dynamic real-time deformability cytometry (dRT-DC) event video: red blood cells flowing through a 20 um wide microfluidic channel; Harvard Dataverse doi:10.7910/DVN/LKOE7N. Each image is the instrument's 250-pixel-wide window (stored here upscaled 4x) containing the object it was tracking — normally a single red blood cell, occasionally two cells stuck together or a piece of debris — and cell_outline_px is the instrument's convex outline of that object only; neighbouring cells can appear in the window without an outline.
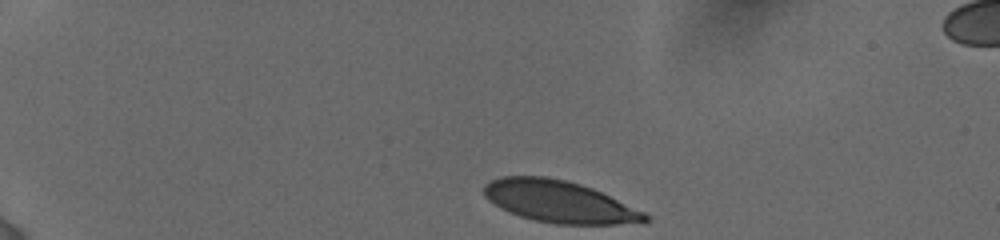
{"species": "human", "species_latin": "Homo sapiens", "temperature_condition": "cold", "stored_images_in_passage": 5, "camera_frame_rate_fps": 3000, "um_per_image_px": 0.085, "donor": {"sex": "female"}, "frame": {"image": 1, "passage_image": 1, "time_ms": 0.0, "image_size_px": [1000, 240], "cell_outline_px": [[648, 220], [616, 224], [556, 224], [536, 220], [520, 216], [508, 212], [500, 208], [488, 200], [484, 196], [484, 184], [500, 176], [548, 176], [580, 184], [592, 188], [644, 212], [648, 216]], "centroid_in_image_um": [47.46, 17.12], "position_along_channel_um": 37.5, "area_um2": 38.9}}
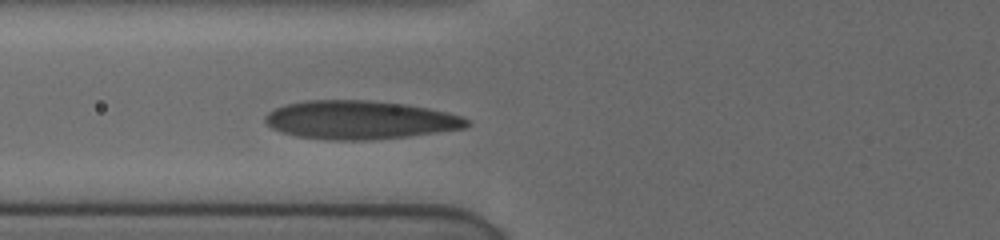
{"frame": {"image": 2, "passage_image": 5, "time_ms": 3.667, "image_size_px": [1000, 240], "cell_outline_px": [[472, 124], [464, 128], [408, 136], [368, 140], [332, 140], [296, 136], [280, 132], [272, 128], [264, 120], [264, 116], [268, 112], [284, 104], [304, 100], [368, 100], [404, 104], [428, 108], [448, 112], [460, 116], [468, 120]], "centroid_in_image_um": [30.56, 10.19], "position_along_channel_um": 95.2, "area_um2": 45.26}}